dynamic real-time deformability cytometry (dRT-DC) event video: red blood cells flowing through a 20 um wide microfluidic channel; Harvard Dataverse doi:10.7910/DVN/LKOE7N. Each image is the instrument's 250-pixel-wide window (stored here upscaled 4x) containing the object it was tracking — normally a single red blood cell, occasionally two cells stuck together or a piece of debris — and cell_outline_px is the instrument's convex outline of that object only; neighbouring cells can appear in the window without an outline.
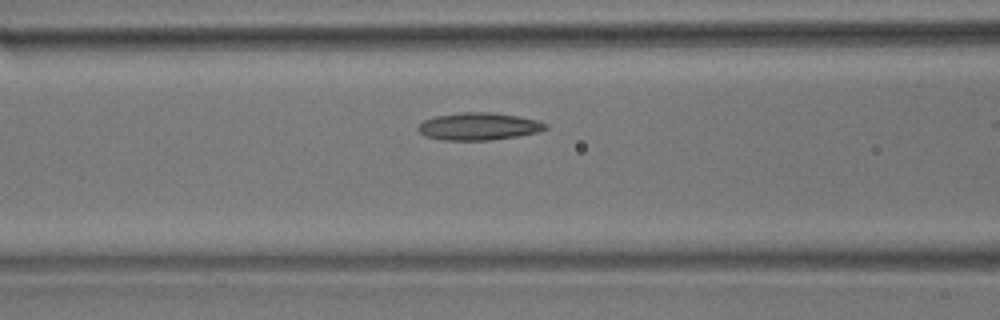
{"species": "common noctule bat (a hibernating species)", "species_latin": "Nyctalus noctula", "temperature_condition": "room temperature", "stored_images_in_passage": 17, "camera_frame_rate_fps": 3000, "um_per_image_px": 0.085, "animal": {"sex": "male", "body_mass_g": 17.9}, "frame": {"image": 1, "passage_image": 12, "time_ms": 3.667, "image_size_px": [1000, 320], "cell_outline_px": [[548, 128], [536, 132], [516, 136], [492, 140], [440, 140], [424, 136], [416, 128], [424, 120], [436, 116], [460, 112], [488, 112], [520, 116], [536, 120], [548, 124]], "centroid_in_image_um": [40.67, 10.74], "position_along_channel_um": 125.9, "area_um2": 20.35}}
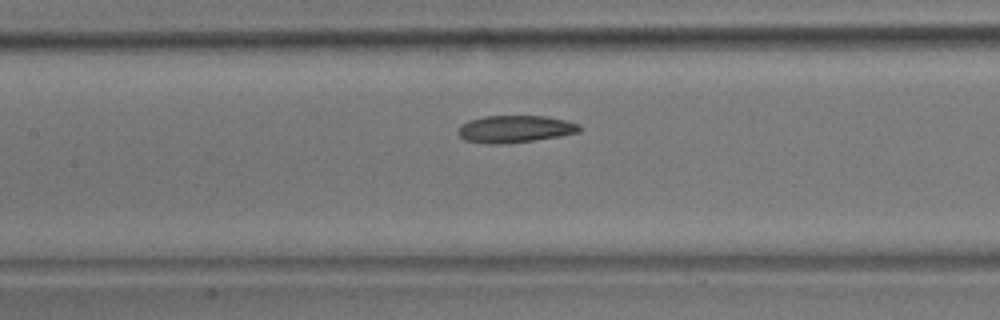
{"frame": {"image": 2, "passage_image": 15, "time_ms": 4.667, "image_size_px": [1000, 320], "cell_outline_px": [[584, 128], [580, 132], [560, 136], [532, 140], [500, 144], [488, 144], [464, 140], [456, 132], [460, 124], [468, 120], [484, 116], [544, 116], [564, 120], [580, 124]], "centroid_in_image_um": [43.76, 10.96], "position_along_channel_um": 163.6, "area_um2": 19.36}}